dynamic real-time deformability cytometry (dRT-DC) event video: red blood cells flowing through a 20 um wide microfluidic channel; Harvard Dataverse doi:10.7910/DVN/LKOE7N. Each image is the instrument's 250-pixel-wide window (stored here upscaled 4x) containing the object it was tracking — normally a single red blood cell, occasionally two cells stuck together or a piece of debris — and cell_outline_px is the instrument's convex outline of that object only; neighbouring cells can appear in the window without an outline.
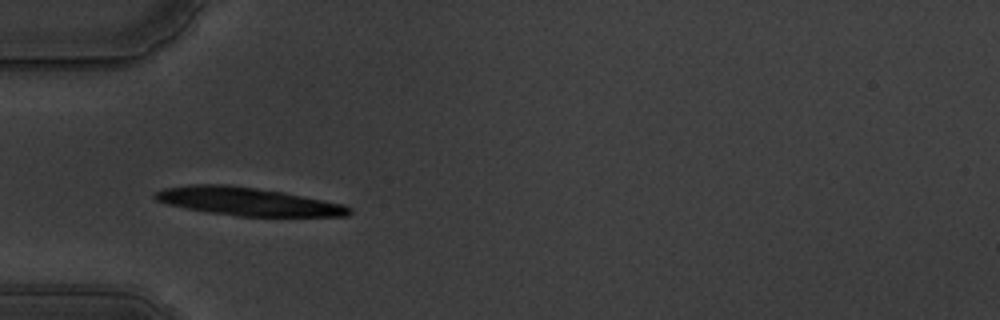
{"species": "common noctule bat (a hibernating species)", "species_latin": "Nyctalus noctula", "temperature_condition": "warm", "stored_images_in_passage": 41, "camera_frame_rate_fps": 3000, "um_per_image_px": 0.085, "animal": {"sex": "male", "body_mass_g": 19.5, "forearm_length_mm": 54.6}, "frame": {"image": 1, "passage_image": 2, "time_ms": 0.333, "image_size_px": [1000, 320], "cell_outline_px": [[352, 212], [348, 216], [240, 216], [208, 212], [168, 204], [156, 200], [152, 196], [156, 192], [164, 188], [188, 184], [228, 184], [284, 192], [344, 204], [352, 208]], "centroid_in_image_um": [21.07, 17.12], "position_along_channel_um": 63.9, "area_um2": 31.73}}
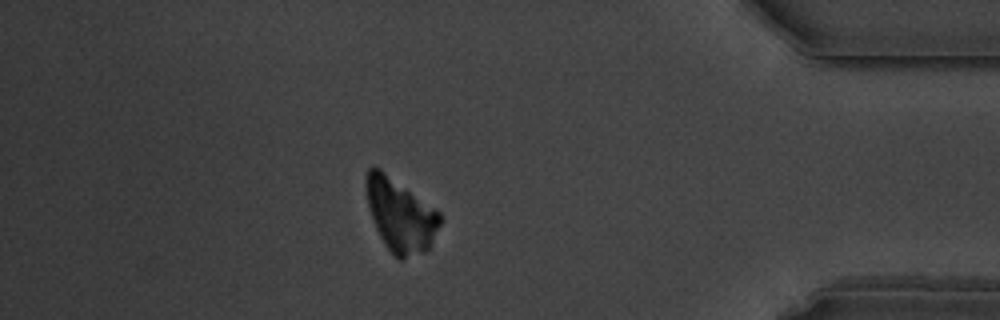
{"frame": {"image": 2, "passage_image": 34, "time_ms": 11.0, "image_size_px": [1000, 320], "cell_outline_px": [[440, 224], [432, 244], [424, 252], [404, 260], [400, 260], [384, 244], [372, 220], [368, 208], [364, 184], [364, 180], [368, 168], [380, 168], [440, 212]], "centroid_in_image_um": [34.0, 18.29], "position_along_channel_um": 401.2, "area_um2": 31.5}}